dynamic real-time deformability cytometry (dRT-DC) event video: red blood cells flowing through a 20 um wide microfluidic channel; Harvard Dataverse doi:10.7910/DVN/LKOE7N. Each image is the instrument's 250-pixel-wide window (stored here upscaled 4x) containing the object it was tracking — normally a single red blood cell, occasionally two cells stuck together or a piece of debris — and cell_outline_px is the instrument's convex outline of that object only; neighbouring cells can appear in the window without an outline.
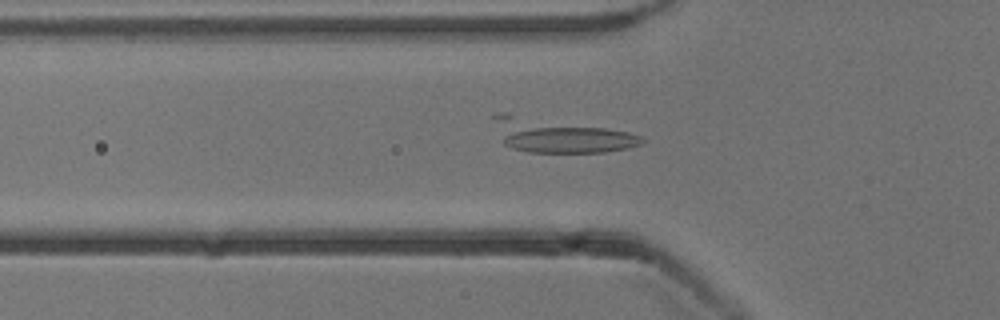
{"species": "common noctule bat (a hibernating species)", "species_latin": "Nyctalus noctula", "temperature_condition": "cold", "stored_images_in_passage": 53, "camera_frame_rate_fps": 3000, "um_per_image_px": 0.085, "animal": {"sex": "male", "body_mass_g": 13.3}, "frame": {"image": 1, "passage_image": 18, "time_ms": 5.667, "image_size_px": [1000, 320], "cell_outline_px": [[644, 140], [640, 144], [628, 148], [604, 152], [528, 152], [512, 148], [504, 144], [492, 116], [496, 112], [508, 112], [628, 132], [640, 136]], "centroid_in_image_um": [47.53, 11.5], "position_along_channel_um": 78.3, "area_um2": 28.9}}
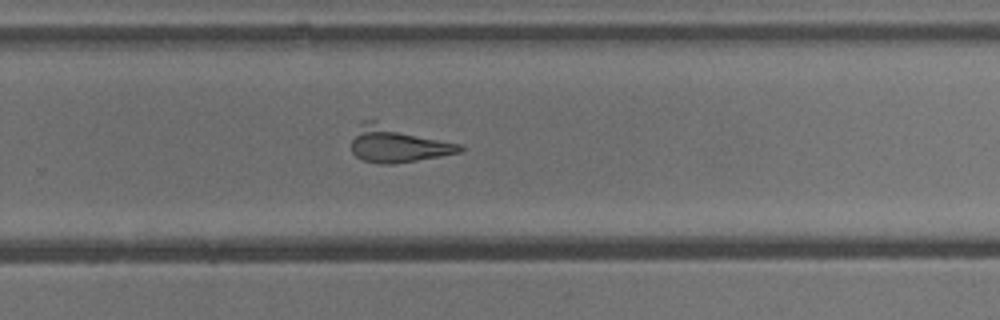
{"frame": {"image": 2, "passage_image": 35, "time_ms": 11.333, "image_size_px": [1000, 320], "cell_outline_px": [[464, 148], [460, 152], [440, 156], [392, 164], [380, 164], [364, 160], [356, 156], [352, 152], [352, 140], [364, 120], [376, 120], [464, 144]], "centroid_in_image_um": [33.86, 12.24], "position_along_channel_um": 295.9, "area_um2": 23.0}}
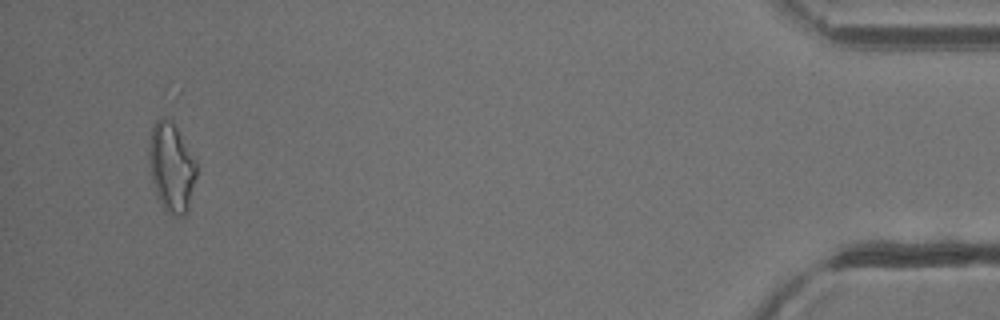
{"frame": {"image": 3, "passage_image": 51, "time_ms": 16.667, "image_size_px": [1000, 320], "cell_outline_px": [[196, 176], [188, 212], [184, 216], [172, 216], [160, 204], [152, 180], [148, 160], [148, 144], [152, 124], [160, 116], [164, 116], [176, 128], [196, 160]], "centroid_in_image_um": [14.55, 14.23], "position_along_channel_um": 420.6, "area_um2": 24.8}}